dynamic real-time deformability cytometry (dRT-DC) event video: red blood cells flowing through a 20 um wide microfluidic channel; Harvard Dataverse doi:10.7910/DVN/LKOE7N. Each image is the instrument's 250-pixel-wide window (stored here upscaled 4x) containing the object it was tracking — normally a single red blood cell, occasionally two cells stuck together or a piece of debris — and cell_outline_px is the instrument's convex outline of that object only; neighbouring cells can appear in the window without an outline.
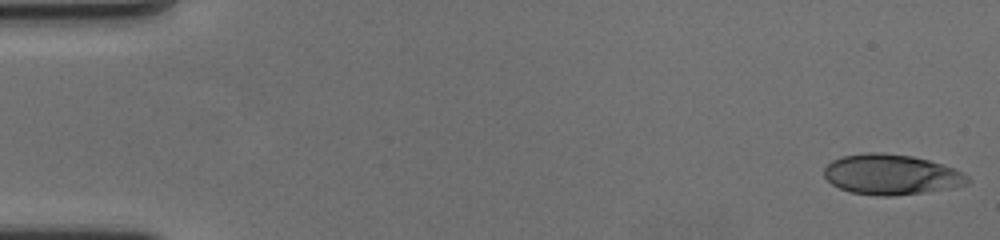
{"species": "human", "species_latin": "Homo sapiens", "temperature_condition": "cold", "stored_images_in_passage": 58, "camera_frame_rate_fps": 3000, "um_per_image_px": 0.085, "donor": {"sex": "female"}, "frame": {"image": 1, "passage_image": 1, "time_ms": 0.0, "image_size_px": [1000, 240], "cell_outline_px": [[972, 180], [968, 184], [948, 188], [924, 192], [892, 196], [880, 196], [852, 192], [840, 188], [832, 184], [824, 176], [824, 168], [832, 160], [844, 156], [864, 152], [880, 152], [912, 156], [944, 164], [968, 176]], "centroid_in_image_um": [75.75, 14.83], "position_along_channel_um": 9.2, "area_um2": 33.58}}
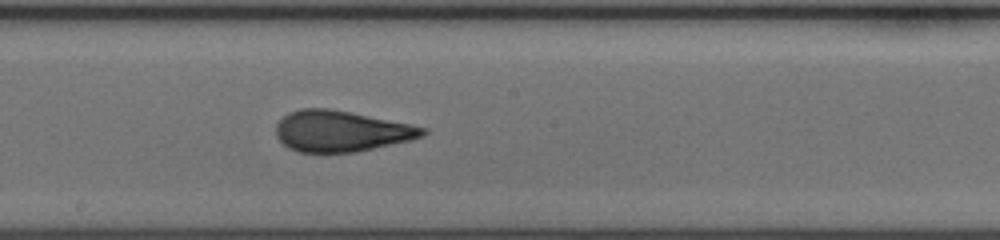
{"frame": {"image": 2, "passage_image": 32, "time_ms": 10.333, "image_size_px": [1000, 240], "cell_outline_px": [[428, 132], [424, 136], [412, 140], [356, 152], [296, 152], [288, 148], [276, 136], [276, 124], [288, 112], [300, 108], [328, 108], [428, 128]], "centroid_in_image_um": [28.98, 11.16], "position_along_channel_um": 219.2, "area_um2": 34.91}}
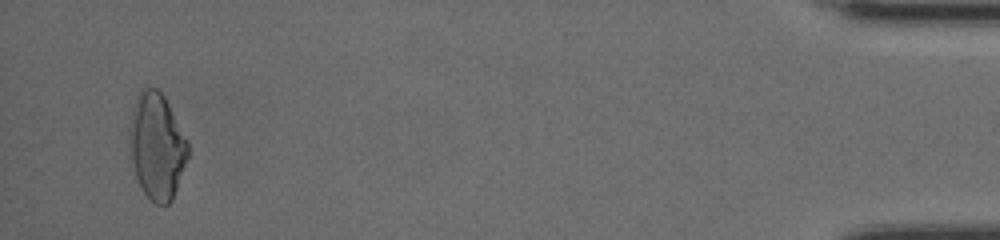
{"frame": {"image": 3, "passage_image": 56, "time_ms": 18.333, "image_size_px": [1000, 240], "cell_outline_px": [[188, 156], [172, 200], [168, 204], [156, 204], [144, 192], [136, 176], [128, 144], [132, 112], [136, 100], [140, 92], [144, 88], [156, 88], [164, 96], [188, 140]], "centroid_in_image_um": [13.34, 12.42], "position_along_channel_um": 421.9, "area_um2": 35.6}, "authors_computed_cell_mechanics": {"area_um2": 34.2176, "velocity_mm_per_s": 3.5378, "shape_relaxation_time_tau1_ms": 7.0806, "shape_relaxation_time_tau2_ms": 1.2186, "deformation_change_tau1": 0.2313, "deformation_change_tau2": 0.1036}}